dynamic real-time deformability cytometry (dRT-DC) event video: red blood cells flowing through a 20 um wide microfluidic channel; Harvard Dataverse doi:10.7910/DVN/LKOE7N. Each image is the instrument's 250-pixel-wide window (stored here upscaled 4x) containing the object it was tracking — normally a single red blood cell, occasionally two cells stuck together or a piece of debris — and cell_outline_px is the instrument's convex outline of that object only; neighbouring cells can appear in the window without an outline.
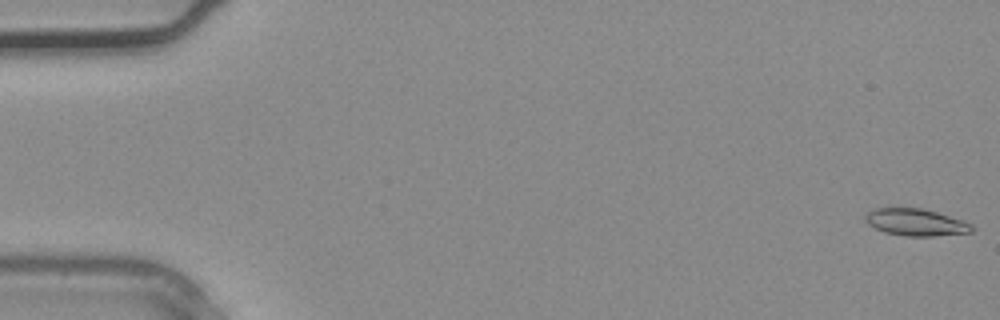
{"species": "common noctule bat (a hibernating species)", "species_latin": "Nyctalus noctula", "temperature_condition": "warm", "stored_images_in_passage": 3, "camera_frame_rate_fps": 3000, "um_per_image_px": 0.085, "animal": {"sex": "male", "body_mass_g": 20.4}, "frame": {"image": 1, "passage_image": 1, "time_ms": 0.0, "image_size_px": [1000, 320], "cell_outline_px": [[976, 228], [972, 232], [932, 236], [908, 236], [884, 232], [868, 224], [864, 220], [864, 216], [868, 212], [876, 208], [924, 208], [964, 220], [972, 224]], "centroid_in_image_um": [77.88, 18.89], "position_along_channel_um": 7.1, "area_um2": 16.88}}
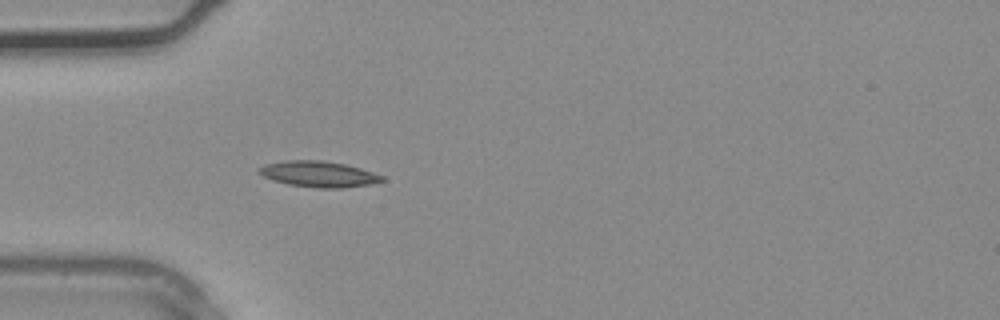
{"frame": {"image": 2, "passage_image": 3, "time_ms": 0.667, "image_size_px": [1000, 320], "cell_outline_px": [[384, 180], [372, 184], [344, 188], [320, 188], [288, 184], [272, 180], [256, 172], [264, 164], [284, 160], [324, 160], [344, 164], [360, 168], [384, 176]], "centroid_in_image_um": [27.08, 14.79], "position_along_channel_um": 57.9, "area_um2": 18.61}}